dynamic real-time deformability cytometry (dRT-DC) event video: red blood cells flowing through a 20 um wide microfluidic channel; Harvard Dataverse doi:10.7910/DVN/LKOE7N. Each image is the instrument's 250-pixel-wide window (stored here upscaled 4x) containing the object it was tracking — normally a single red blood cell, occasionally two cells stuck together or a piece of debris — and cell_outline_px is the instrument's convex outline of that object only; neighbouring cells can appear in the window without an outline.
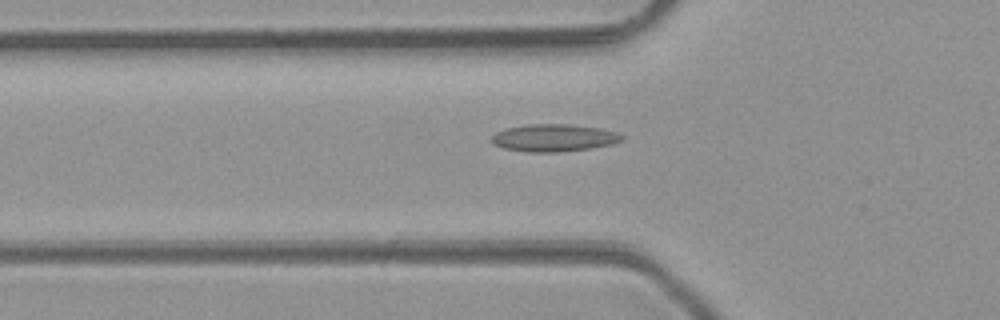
{"species": "common noctule bat (a hibernating species)", "species_latin": "Nyctalus noctula", "temperature_condition": "room temperature", "stored_images_in_passage": 35, "camera_frame_rate_fps": 3000, "um_per_image_px": 0.085, "animal": {"sex": "male", "body_mass_g": 23.1, "forearm_length_mm": 52.7}, "frame": {"image": 1, "passage_image": 3, "time_ms": 0.667, "image_size_px": [1000, 320], "cell_outline_px": [[624, 136], [620, 140], [612, 144], [592, 148], [560, 152], [524, 152], [504, 148], [492, 144], [488, 140], [496, 132], [508, 128], [528, 124], [568, 124], [600, 128], [616, 132]], "centroid_in_image_um": [47.03, 11.72], "position_along_channel_um": 78.8, "area_um2": 20.87}}
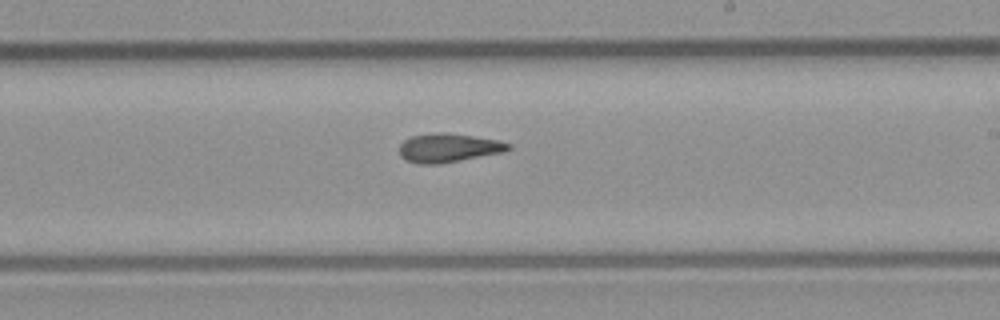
{"frame": {"image": 2, "passage_image": 15, "time_ms": 4.667, "image_size_px": [1000, 320], "cell_outline_px": [[512, 148], [504, 152], [440, 164], [420, 164], [404, 160], [400, 156], [400, 144], [404, 140], [412, 136], [440, 132], [448, 132], [500, 140], [512, 144]], "centroid_in_image_um": [38.15, 12.57], "position_along_channel_um": 250.9, "area_um2": 18.5}}
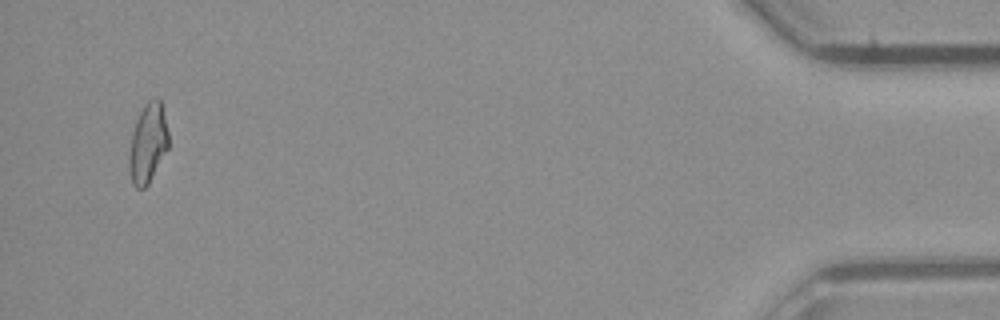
{"frame": {"image": 3, "passage_image": 33, "time_ms": 10.667, "image_size_px": [1000, 320], "cell_outline_px": [[168, 148], [148, 184], [144, 188], [136, 188], [132, 184], [128, 164], [128, 156], [132, 132], [136, 120], [144, 104], [152, 96], [156, 96], [160, 100], [168, 132]], "centroid_in_image_um": [12.55, 12.16], "position_along_channel_um": 422.7, "area_um2": 18.26}, "authors_computed_cell_mechanics": {"area_um2": 18.2648, "velocity_mm_per_s": 4.2763, "shape_relaxation_time_tau1_ms": null, "shape_relaxation_time_tau2_ms": 4.8446, "deformation_change_tau1": null, "deformation_change_tau2": 0.1406}}